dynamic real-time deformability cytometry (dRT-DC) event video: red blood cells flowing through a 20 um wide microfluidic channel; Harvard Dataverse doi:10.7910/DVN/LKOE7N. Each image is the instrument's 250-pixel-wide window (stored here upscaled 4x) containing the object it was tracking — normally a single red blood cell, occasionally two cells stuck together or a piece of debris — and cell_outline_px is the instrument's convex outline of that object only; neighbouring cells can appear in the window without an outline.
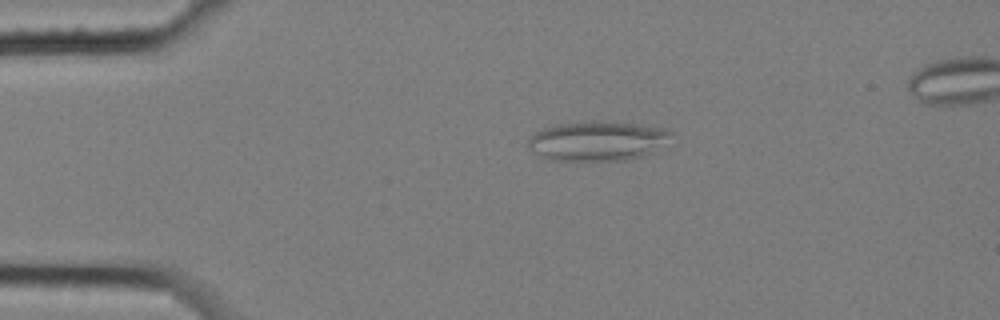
{"species": "common noctule bat (a hibernating species)", "species_latin": "Nyctalus noctula", "temperature_condition": "cold", "stored_images_in_passage": 4, "camera_frame_rate_fps": 3000, "um_per_image_px": 0.085, "animal": {"sex": "female", "body_mass_g": 25.1}, "frame": {"image": 1, "passage_image": 4, "time_ms": 1.0, "image_size_px": [1000, 320], "cell_outline_px": [[672, 132], [648, 152], [640, 156], [624, 160], [548, 160], [528, 148], [528, 140], [536, 132], [544, 128], [556, 124], [592, 120], [640, 124], [668, 128]], "centroid_in_image_um": [50.67, 11.95], "position_along_channel_um": 34.3, "area_um2": 32.31}}